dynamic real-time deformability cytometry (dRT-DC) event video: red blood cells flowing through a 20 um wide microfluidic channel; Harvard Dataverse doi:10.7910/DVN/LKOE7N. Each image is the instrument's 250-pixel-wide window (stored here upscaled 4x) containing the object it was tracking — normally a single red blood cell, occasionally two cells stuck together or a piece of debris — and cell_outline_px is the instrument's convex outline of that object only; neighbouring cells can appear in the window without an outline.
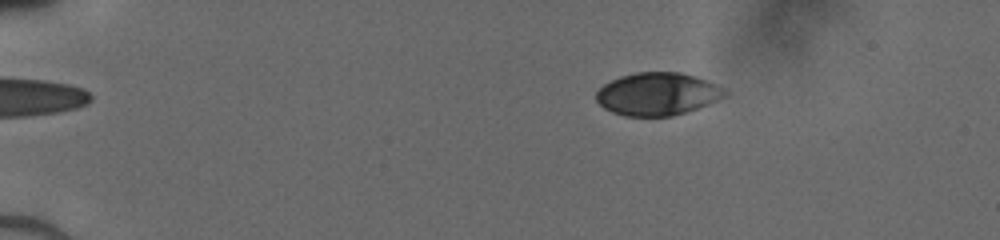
{"species": "human", "species_latin": "Homo sapiens", "temperature_condition": "cold", "stored_images_in_passage": 51, "camera_frame_rate_fps": 3000, "um_per_image_px": 0.085, "donor": {"sex": "male"}, "frame": {"image": 1, "passage_image": 10, "time_ms": 3.0, "image_size_px": [1000, 240], "cell_outline_px": [[728, 92], [724, 96], [708, 104], [672, 116], [624, 116], [612, 112], [604, 108], [596, 100], [596, 92], [604, 84], [620, 76], [636, 72], [680, 72], [696, 76], [716, 84], [724, 88]], "centroid_in_image_um": [55.87, 7.98], "position_along_channel_um": 29.1, "area_um2": 31.91}}
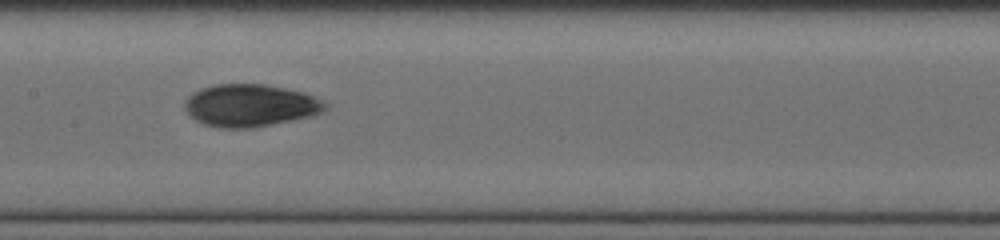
{"frame": {"image": 2, "passage_image": 28, "time_ms": 9.0, "image_size_px": [1000, 240], "cell_outline_px": [[328, 108], [324, 112], [312, 116], [252, 128], [220, 128], [204, 124], [196, 120], [184, 108], [184, 100], [192, 92], [200, 88], [216, 84], [264, 84], [304, 92], [328, 104]], "centroid_in_image_um": [21.26, 8.96], "position_along_channel_um": 186.1, "area_um2": 34.8}}
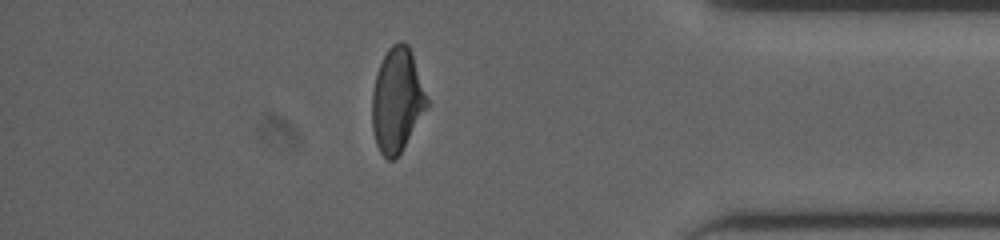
{"frame": {"image": 3, "passage_image": 45, "time_ms": 14.667, "image_size_px": [1000, 240], "cell_outline_px": [[432, 104], [400, 152], [392, 160], [388, 160], [380, 152], [376, 144], [372, 128], [372, 92], [376, 72], [388, 48], [392, 44], [400, 40], [408, 44], [412, 52]], "centroid_in_image_um": [33.79, 8.49], "position_along_channel_um": 401.4, "area_um2": 34.04}}